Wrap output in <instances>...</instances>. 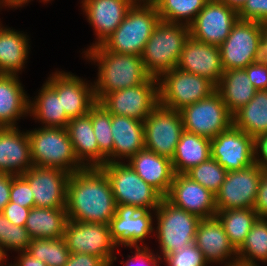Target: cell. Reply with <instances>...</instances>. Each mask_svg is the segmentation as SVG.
<instances>
[{
  "label": "cell",
  "mask_w": 267,
  "mask_h": 266,
  "mask_svg": "<svg viewBox=\"0 0 267 266\" xmlns=\"http://www.w3.org/2000/svg\"><path fill=\"white\" fill-rule=\"evenodd\" d=\"M28 133L18 127L0 128V173L22 175L33 167Z\"/></svg>",
  "instance_id": "24"
},
{
  "label": "cell",
  "mask_w": 267,
  "mask_h": 266,
  "mask_svg": "<svg viewBox=\"0 0 267 266\" xmlns=\"http://www.w3.org/2000/svg\"><path fill=\"white\" fill-rule=\"evenodd\" d=\"M189 36L188 25L161 20L141 54L146 72L159 79L164 73L176 68Z\"/></svg>",
  "instance_id": "4"
},
{
  "label": "cell",
  "mask_w": 267,
  "mask_h": 266,
  "mask_svg": "<svg viewBox=\"0 0 267 266\" xmlns=\"http://www.w3.org/2000/svg\"><path fill=\"white\" fill-rule=\"evenodd\" d=\"M157 216V239L161 256L174 253L194 243L199 221L198 216L188 213L170 203L165 197L154 211Z\"/></svg>",
  "instance_id": "7"
},
{
  "label": "cell",
  "mask_w": 267,
  "mask_h": 266,
  "mask_svg": "<svg viewBox=\"0 0 267 266\" xmlns=\"http://www.w3.org/2000/svg\"><path fill=\"white\" fill-rule=\"evenodd\" d=\"M239 19L238 12L226 4L208 0L189 25L190 36L202 43L220 46Z\"/></svg>",
  "instance_id": "15"
},
{
  "label": "cell",
  "mask_w": 267,
  "mask_h": 266,
  "mask_svg": "<svg viewBox=\"0 0 267 266\" xmlns=\"http://www.w3.org/2000/svg\"><path fill=\"white\" fill-rule=\"evenodd\" d=\"M254 210L259 218L267 219V170L261 176L259 189L254 202Z\"/></svg>",
  "instance_id": "48"
},
{
  "label": "cell",
  "mask_w": 267,
  "mask_h": 266,
  "mask_svg": "<svg viewBox=\"0 0 267 266\" xmlns=\"http://www.w3.org/2000/svg\"><path fill=\"white\" fill-rule=\"evenodd\" d=\"M216 91L233 115L254 97L257 90L252 85L245 69H231L224 71L216 86Z\"/></svg>",
  "instance_id": "30"
},
{
  "label": "cell",
  "mask_w": 267,
  "mask_h": 266,
  "mask_svg": "<svg viewBox=\"0 0 267 266\" xmlns=\"http://www.w3.org/2000/svg\"><path fill=\"white\" fill-rule=\"evenodd\" d=\"M64 266H110L103 258L87 253H71Z\"/></svg>",
  "instance_id": "49"
},
{
  "label": "cell",
  "mask_w": 267,
  "mask_h": 266,
  "mask_svg": "<svg viewBox=\"0 0 267 266\" xmlns=\"http://www.w3.org/2000/svg\"><path fill=\"white\" fill-rule=\"evenodd\" d=\"M22 207L34 208V197L29 183L21 176L12 178L10 201Z\"/></svg>",
  "instance_id": "43"
},
{
  "label": "cell",
  "mask_w": 267,
  "mask_h": 266,
  "mask_svg": "<svg viewBox=\"0 0 267 266\" xmlns=\"http://www.w3.org/2000/svg\"><path fill=\"white\" fill-rule=\"evenodd\" d=\"M30 210L31 208L22 207L16 203L9 202L4 207L2 213L14 225L25 227Z\"/></svg>",
  "instance_id": "47"
},
{
  "label": "cell",
  "mask_w": 267,
  "mask_h": 266,
  "mask_svg": "<svg viewBox=\"0 0 267 266\" xmlns=\"http://www.w3.org/2000/svg\"><path fill=\"white\" fill-rule=\"evenodd\" d=\"M194 243L209 264L224 262L228 266L237 262V250L229 242L228 236L216 216L199 221ZM230 258L233 260L231 261ZM227 259L229 262L224 261Z\"/></svg>",
  "instance_id": "23"
},
{
  "label": "cell",
  "mask_w": 267,
  "mask_h": 266,
  "mask_svg": "<svg viewBox=\"0 0 267 266\" xmlns=\"http://www.w3.org/2000/svg\"><path fill=\"white\" fill-rule=\"evenodd\" d=\"M265 171L254 163L242 170L228 171L224 182L215 194L217 211L236 208H254L262 173Z\"/></svg>",
  "instance_id": "12"
},
{
  "label": "cell",
  "mask_w": 267,
  "mask_h": 266,
  "mask_svg": "<svg viewBox=\"0 0 267 266\" xmlns=\"http://www.w3.org/2000/svg\"><path fill=\"white\" fill-rule=\"evenodd\" d=\"M14 176L0 173V212H3L4 207L10 201L11 183Z\"/></svg>",
  "instance_id": "52"
},
{
  "label": "cell",
  "mask_w": 267,
  "mask_h": 266,
  "mask_svg": "<svg viewBox=\"0 0 267 266\" xmlns=\"http://www.w3.org/2000/svg\"><path fill=\"white\" fill-rule=\"evenodd\" d=\"M35 98L29 100L30 116L42 122L43 127L66 128L70 118L62 110L61 97L47 83Z\"/></svg>",
  "instance_id": "33"
},
{
  "label": "cell",
  "mask_w": 267,
  "mask_h": 266,
  "mask_svg": "<svg viewBox=\"0 0 267 266\" xmlns=\"http://www.w3.org/2000/svg\"><path fill=\"white\" fill-rule=\"evenodd\" d=\"M32 238L25 227L14 225L0 212V249L7 258V250L24 252ZM5 248V249H4Z\"/></svg>",
  "instance_id": "41"
},
{
  "label": "cell",
  "mask_w": 267,
  "mask_h": 266,
  "mask_svg": "<svg viewBox=\"0 0 267 266\" xmlns=\"http://www.w3.org/2000/svg\"><path fill=\"white\" fill-rule=\"evenodd\" d=\"M68 222L66 208H31L25 228L33 238H63Z\"/></svg>",
  "instance_id": "31"
},
{
  "label": "cell",
  "mask_w": 267,
  "mask_h": 266,
  "mask_svg": "<svg viewBox=\"0 0 267 266\" xmlns=\"http://www.w3.org/2000/svg\"><path fill=\"white\" fill-rule=\"evenodd\" d=\"M180 113L185 131L209 139L215 138L233 124L232 114L217 91L184 107Z\"/></svg>",
  "instance_id": "10"
},
{
  "label": "cell",
  "mask_w": 267,
  "mask_h": 266,
  "mask_svg": "<svg viewBox=\"0 0 267 266\" xmlns=\"http://www.w3.org/2000/svg\"><path fill=\"white\" fill-rule=\"evenodd\" d=\"M227 172L215 159L210 157L193 167L186 175L215 195L224 182Z\"/></svg>",
  "instance_id": "40"
},
{
  "label": "cell",
  "mask_w": 267,
  "mask_h": 266,
  "mask_svg": "<svg viewBox=\"0 0 267 266\" xmlns=\"http://www.w3.org/2000/svg\"><path fill=\"white\" fill-rule=\"evenodd\" d=\"M46 83L61 97L62 110L71 118L86 115L97 102L93 84L70 72L56 71Z\"/></svg>",
  "instance_id": "19"
},
{
  "label": "cell",
  "mask_w": 267,
  "mask_h": 266,
  "mask_svg": "<svg viewBox=\"0 0 267 266\" xmlns=\"http://www.w3.org/2000/svg\"><path fill=\"white\" fill-rule=\"evenodd\" d=\"M66 130L79 163L84 168L99 167V146L93 131L91 109L86 115L71 118Z\"/></svg>",
  "instance_id": "28"
},
{
  "label": "cell",
  "mask_w": 267,
  "mask_h": 266,
  "mask_svg": "<svg viewBox=\"0 0 267 266\" xmlns=\"http://www.w3.org/2000/svg\"><path fill=\"white\" fill-rule=\"evenodd\" d=\"M27 133L34 166L59 168L70 174L84 168L74 154L66 128L42 127Z\"/></svg>",
  "instance_id": "5"
},
{
  "label": "cell",
  "mask_w": 267,
  "mask_h": 266,
  "mask_svg": "<svg viewBox=\"0 0 267 266\" xmlns=\"http://www.w3.org/2000/svg\"><path fill=\"white\" fill-rule=\"evenodd\" d=\"M128 257L126 262L121 261L120 263H125V266H135V263H142L143 266H159L158 262H162V257L158 254L155 255L146 245L142 248H136L135 254L132 257L128 255Z\"/></svg>",
  "instance_id": "45"
},
{
  "label": "cell",
  "mask_w": 267,
  "mask_h": 266,
  "mask_svg": "<svg viewBox=\"0 0 267 266\" xmlns=\"http://www.w3.org/2000/svg\"><path fill=\"white\" fill-rule=\"evenodd\" d=\"M255 163L267 170V134L254 138Z\"/></svg>",
  "instance_id": "50"
},
{
  "label": "cell",
  "mask_w": 267,
  "mask_h": 266,
  "mask_svg": "<svg viewBox=\"0 0 267 266\" xmlns=\"http://www.w3.org/2000/svg\"><path fill=\"white\" fill-rule=\"evenodd\" d=\"M28 41L24 33L0 24V74L18 75L25 68L30 49Z\"/></svg>",
  "instance_id": "32"
},
{
  "label": "cell",
  "mask_w": 267,
  "mask_h": 266,
  "mask_svg": "<svg viewBox=\"0 0 267 266\" xmlns=\"http://www.w3.org/2000/svg\"><path fill=\"white\" fill-rule=\"evenodd\" d=\"M15 74H0V128L16 127V121L29 115V97Z\"/></svg>",
  "instance_id": "27"
},
{
  "label": "cell",
  "mask_w": 267,
  "mask_h": 266,
  "mask_svg": "<svg viewBox=\"0 0 267 266\" xmlns=\"http://www.w3.org/2000/svg\"><path fill=\"white\" fill-rule=\"evenodd\" d=\"M31 0H0V5L1 6H8L10 8H17V7H21L22 5L24 6V4L30 2ZM44 3L48 2L50 0H42Z\"/></svg>",
  "instance_id": "54"
},
{
  "label": "cell",
  "mask_w": 267,
  "mask_h": 266,
  "mask_svg": "<svg viewBox=\"0 0 267 266\" xmlns=\"http://www.w3.org/2000/svg\"><path fill=\"white\" fill-rule=\"evenodd\" d=\"M233 125L252 137L267 134V90L256 91L254 97L233 115Z\"/></svg>",
  "instance_id": "34"
},
{
  "label": "cell",
  "mask_w": 267,
  "mask_h": 266,
  "mask_svg": "<svg viewBox=\"0 0 267 266\" xmlns=\"http://www.w3.org/2000/svg\"><path fill=\"white\" fill-rule=\"evenodd\" d=\"M115 211L111 184L100 167H85L70 174L66 203L68 220L108 225Z\"/></svg>",
  "instance_id": "1"
},
{
  "label": "cell",
  "mask_w": 267,
  "mask_h": 266,
  "mask_svg": "<svg viewBox=\"0 0 267 266\" xmlns=\"http://www.w3.org/2000/svg\"><path fill=\"white\" fill-rule=\"evenodd\" d=\"M257 260L267 262V219L258 218L245 241L237 249V262L257 265Z\"/></svg>",
  "instance_id": "36"
},
{
  "label": "cell",
  "mask_w": 267,
  "mask_h": 266,
  "mask_svg": "<svg viewBox=\"0 0 267 266\" xmlns=\"http://www.w3.org/2000/svg\"><path fill=\"white\" fill-rule=\"evenodd\" d=\"M111 133L113 152L107 157V163L130 159L145 148L144 121L127 116L111 114Z\"/></svg>",
  "instance_id": "25"
},
{
  "label": "cell",
  "mask_w": 267,
  "mask_h": 266,
  "mask_svg": "<svg viewBox=\"0 0 267 266\" xmlns=\"http://www.w3.org/2000/svg\"><path fill=\"white\" fill-rule=\"evenodd\" d=\"M26 252L48 266H64L71 254L64 238H33Z\"/></svg>",
  "instance_id": "38"
},
{
  "label": "cell",
  "mask_w": 267,
  "mask_h": 266,
  "mask_svg": "<svg viewBox=\"0 0 267 266\" xmlns=\"http://www.w3.org/2000/svg\"><path fill=\"white\" fill-rule=\"evenodd\" d=\"M176 68L206 78L217 86L224 73L220 48L189 36Z\"/></svg>",
  "instance_id": "21"
},
{
  "label": "cell",
  "mask_w": 267,
  "mask_h": 266,
  "mask_svg": "<svg viewBox=\"0 0 267 266\" xmlns=\"http://www.w3.org/2000/svg\"><path fill=\"white\" fill-rule=\"evenodd\" d=\"M96 101L111 114L144 121L159 105V82L150 77L137 86L101 95Z\"/></svg>",
  "instance_id": "9"
},
{
  "label": "cell",
  "mask_w": 267,
  "mask_h": 266,
  "mask_svg": "<svg viewBox=\"0 0 267 266\" xmlns=\"http://www.w3.org/2000/svg\"><path fill=\"white\" fill-rule=\"evenodd\" d=\"M132 169L163 197L170 191L174 178L171 159L143 149L128 160Z\"/></svg>",
  "instance_id": "26"
},
{
  "label": "cell",
  "mask_w": 267,
  "mask_h": 266,
  "mask_svg": "<svg viewBox=\"0 0 267 266\" xmlns=\"http://www.w3.org/2000/svg\"><path fill=\"white\" fill-rule=\"evenodd\" d=\"M174 206L200 219L214 217L217 213L215 195L186 174H175L165 197Z\"/></svg>",
  "instance_id": "20"
},
{
  "label": "cell",
  "mask_w": 267,
  "mask_h": 266,
  "mask_svg": "<svg viewBox=\"0 0 267 266\" xmlns=\"http://www.w3.org/2000/svg\"><path fill=\"white\" fill-rule=\"evenodd\" d=\"M83 53L86 59L98 63V79L93 85L96 100L101 95L142 84L151 77L141 56L107 51L101 45L89 47Z\"/></svg>",
  "instance_id": "2"
},
{
  "label": "cell",
  "mask_w": 267,
  "mask_h": 266,
  "mask_svg": "<svg viewBox=\"0 0 267 266\" xmlns=\"http://www.w3.org/2000/svg\"><path fill=\"white\" fill-rule=\"evenodd\" d=\"M244 69L257 91L267 90V66L251 63Z\"/></svg>",
  "instance_id": "46"
},
{
  "label": "cell",
  "mask_w": 267,
  "mask_h": 266,
  "mask_svg": "<svg viewBox=\"0 0 267 266\" xmlns=\"http://www.w3.org/2000/svg\"><path fill=\"white\" fill-rule=\"evenodd\" d=\"M228 266H254V265H245V264H242V263H239V262H235L233 264H229ZM256 266H259V265H256Z\"/></svg>",
  "instance_id": "57"
},
{
  "label": "cell",
  "mask_w": 267,
  "mask_h": 266,
  "mask_svg": "<svg viewBox=\"0 0 267 266\" xmlns=\"http://www.w3.org/2000/svg\"><path fill=\"white\" fill-rule=\"evenodd\" d=\"M167 266H207L204 255L195 245L191 243L174 253L162 257Z\"/></svg>",
  "instance_id": "42"
},
{
  "label": "cell",
  "mask_w": 267,
  "mask_h": 266,
  "mask_svg": "<svg viewBox=\"0 0 267 266\" xmlns=\"http://www.w3.org/2000/svg\"><path fill=\"white\" fill-rule=\"evenodd\" d=\"M241 20L267 23V0H246L238 11Z\"/></svg>",
  "instance_id": "44"
},
{
  "label": "cell",
  "mask_w": 267,
  "mask_h": 266,
  "mask_svg": "<svg viewBox=\"0 0 267 266\" xmlns=\"http://www.w3.org/2000/svg\"><path fill=\"white\" fill-rule=\"evenodd\" d=\"M183 131L180 111L159 104L144 120L145 149L172 159Z\"/></svg>",
  "instance_id": "11"
},
{
  "label": "cell",
  "mask_w": 267,
  "mask_h": 266,
  "mask_svg": "<svg viewBox=\"0 0 267 266\" xmlns=\"http://www.w3.org/2000/svg\"><path fill=\"white\" fill-rule=\"evenodd\" d=\"M111 184L116 205L137 206L141 210L155 211L164 198L146 183L127 163H106L100 167Z\"/></svg>",
  "instance_id": "6"
},
{
  "label": "cell",
  "mask_w": 267,
  "mask_h": 266,
  "mask_svg": "<svg viewBox=\"0 0 267 266\" xmlns=\"http://www.w3.org/2000/svg\"><path fill=\"white\" fill-rule=\"evenodd\" d=\"M108 225L116 247L141 248L143 240L155 230L151 210L132 205H116L115 215Z\"/></svg>",
  "instance_id": "17"
},
{
  "label": "cell",
  "mask_w": 267,
  "mask_h": 266,
  "mask_svg": "<svg viewBox=\"0 0 267 266\" xmlns=\"http://www.w3.org/2000/svg\"><path fill=\"white\" fill-rule=\"evenodd\" d=\"M222 2L229 6L230 8L235 9L237 12L242 8L246 0H216Z\"/></svg>",
  "instance_id": "55"
},
{
  "label": "cell",
  "mask_w": 267,
  "mask_h": 266,
  "mask_svg": "<svg viewBox=\"0 0 267 266\" xmlns=\"http://www.w3.org/2000/svg\"><path fill=\"white\" fill-rule=\"evenodd\" d=\"M210 157L211 139L184 130L171 159L174 173L186 174Z\"/></svg>",
  "instance_id": "29"
},
{
  "label": "cell",
  "mask_w": 267,
  "mask_h": 266,
  "mask_svg": "<svg viewBox=\"0 0 267 266\" xmlns=\"http://www.w3.org/2000/svg\"><path fill=\"white\" fill-rule=\"evenodd\" d=\"M215 216L223 226L229 242L236 250L245 241L253 224L259 218L254 208H236L217 211Z\"/></svg>",
  "instance_id": "35"
},
{
  "label": "cell",
  "mask_w": 267,
  "mask_h": 266,
  "mask_svg": "<svg viewBox=\"0 0 267 266\" xmlns=\"http://www.w3.org/2000/svg\"><path fill=\"white\" fill-rule=\"evenodd\" d=\"M158 82L159 104L176 111L207 98L216 91V86L211 81L179 68L164 73Z\"/></svg>",
  "instance_id": "8"
},
{
  "label": "cell",
  "mask_w": 267,
  "mask_h": 266,
  "mask_svg": "<svg viewBox=\"0 0 267 266\" xmlns=\"http://www.w3.org/2000/svg\"><path fill=\"white\" fill-rule=\"evenodd\" d=\"M211 157L227 171L249 167L255 163L254 137L232 124L211 139Z\"/></svg>",
  "instance_id": "16"
},
{
  "label": "cell",
  "mask_w": 267,
  "mask_h": 266,
  "mask_svg": "<svg viewBox=\"0 0 267 266\" xmlns=\"http://www.w3.org/2000/svg\"><path fill=\"white\" fill-rule=\"evenodd\" d=\"M160 21L157 7L151 0H137L122 23L101 46L107 51L141 56Z\"/></svg>",
  "instance_id": "3"
},
{
  "label": "cell",
  "mask_w": 267,
  "mask_h": 266,
  "mask_svg": "<svg viewBox=\"0 0 267 266\" xmlns=\"http://www.w3.org/2000/svg\"><path fill=\"white\" fill-rule=\"evenodd\" d=\"M162 21L190 25L208 0H151Z\"/></svg>",
  "instance_id": "37"
},
{
  "label": "cell",
  "mask_w": 267,
  "mask_h": 266,
  "mask_svg": "<svg viewBox=\"0 0 267 266\" xmlns=\"http://www.w3.org/2000/svg\"><path fill=\"white\" fill-rule=\"evenodd\" d=\"M7 259L2 253V250L0 249V265L6 263Z\"/></svg>",
  "instance_id": "56"
},
{
  "label": "cell",
  "mask_w": 267,
  "mask_h": 266,
  "mask_svg": "<svg viewBox=\"0 0 267 266\" xmlns=\"http://www.w3.org/2000/svg\"><path fill=\"white\" fill-rule=\"evenodd\" d=\"M263 24L241 19L236 21L229 36L219 46L224 71L244 69L253 63Z\"/></svg>",
  "instance_id": "14"
},
{
  "label": "cell",
  "mask_w": 267,
  "mask_h": 266,
  "mask_svg": "<svg viewBox=\"0 0 267 266\" xmlns=\"http://www.w3.org/2000/svg\"><path fill=\"white\" fill-rule=\"evenodd\" d=\"M137 0H82V10L97 35L94 47L101 45L122 23Z\"/></svg>",
  "instance_id": "22"
},
{
  "label": "cell",
  "mask_w": 267,
  "mask_h": 266,
  "mask_svg": "<svg viewBox=\"0 0 267 266\" xmlns=\"http://www.w3.org/2000/svg\"><path fill=\"white\" fill-rule=\"evenodd\" d=\"M91 120L94 135L99 146V167L107 163V157L113 152V136L111 133V113L96 102L91 107Z\"/></svg>",
  "instance_id": "39"
},
{
  "label": "cell",
  "mask_w": 267,
  "mask_h": 266,
  "mask_svg": "<svg viewBox=\"0 0 267 266\" xmlns=\"http://www.w3.org/2000/svg\"><path fill=\"white\" fill-rule=\"evenodd\" d=\"M63 238L70 253H87L101 257L110 266L116 261V246L107 224L68 220Z\"/></svg>",
  "instance_id": "13"
},
{
  "label": "cell",
  "mask_w": 267,
  "mask_h": 266,
  "mask_svg": "<svg viewBox=\"0 0 267 266\" xmlns=\"http://www.w3.org/2000/svg\"><path fill=\"white\" fill-rule=\"evenodd\" d=\"M253 63L267 66V23L262 25L261 38Z\"/></svg>",
  "instance_id": "51"
},
{
  "label": "cell",
  "mask_w": 267,
  "mask_h": 266,
  "mask_svg": "<svg viewBox=\"0 0 267 266\" xmlns=\"http://www.w3.org/2000/svg\"><path fill=\"white\" fill-rule=\"evenodd\" d=\"M20 254V255H19ZM18 259L16 264L14 263L13 266H48L43 261L36 259L29 255L26 251L19 252Z\"/></svg>",
  "instance_id": "53"
},
{
  "label": "cell",
  "mask_w": 267,
  "mask_h": 266,
  "mask_svg": "<svg viewBox=\"0 0 267 266\" xmlns=\"http://www.w3.org/2000/svg\"><path fill=\"white\" fill-rule=\"evenodd\" d=\"M21 176L30 185L35 207L66 208L70 173L59 168L33 166Z\"/></svg>",
  "instance_id": "18"
}]
</instances>
